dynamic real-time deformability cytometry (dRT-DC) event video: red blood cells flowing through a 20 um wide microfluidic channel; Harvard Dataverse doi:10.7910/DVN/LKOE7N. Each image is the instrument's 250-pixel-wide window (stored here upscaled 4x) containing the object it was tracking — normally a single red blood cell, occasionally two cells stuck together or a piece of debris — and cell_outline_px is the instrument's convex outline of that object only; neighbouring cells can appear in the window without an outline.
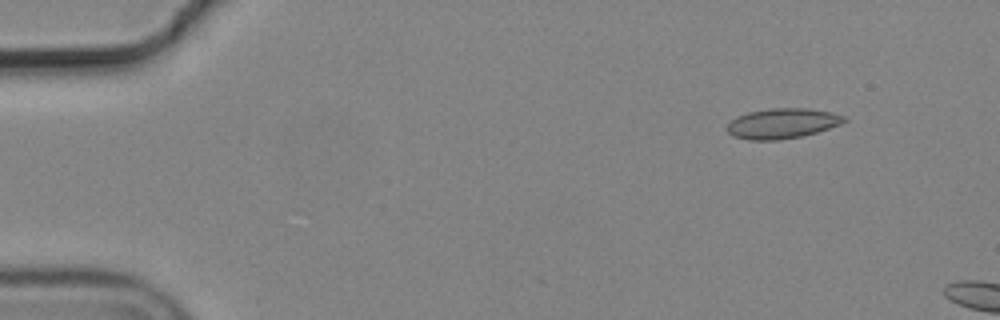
{"species": "common noctule bat (a hibernating species)", "species_latin": "Nyctalus noctula", "temperature_condition": "cold", "stored_images_in_passage": 3, "camera_frame_rate_fps": 3000, "um_per_image_px": 0.085, "animal": {"sex": "male", "body_mass_g": 19.2, "forearm_length_mm": 51.8}, "frame": {"image": 1, "passage_image": 2, "time_ms": 0.333, "image_size_px": [1000, 320], "cell_outline_px": [[848, 120], [840, 124], [816, 132], [800, 136], [780, 140], [748, 140], [732, 136], [724, 128], [736, 116], [748, 112], [772, 108], [808, 108], [832, 112], [848, 116]], "centroid_in_image_um": [66.49, 10.49], "position_along_channel_um": 18.5, "area_um2": 20.75}}